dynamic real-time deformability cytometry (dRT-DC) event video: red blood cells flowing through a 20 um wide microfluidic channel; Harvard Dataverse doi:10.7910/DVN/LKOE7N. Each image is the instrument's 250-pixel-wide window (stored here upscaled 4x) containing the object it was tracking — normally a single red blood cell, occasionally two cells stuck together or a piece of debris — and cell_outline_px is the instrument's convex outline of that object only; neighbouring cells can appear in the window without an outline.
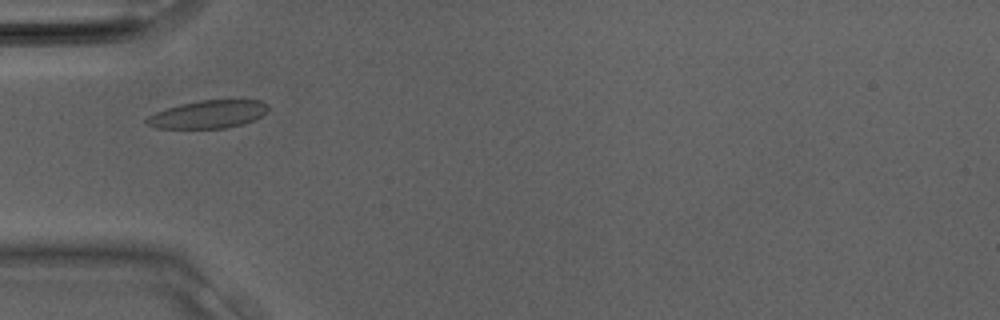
{"species": "Egyptian fruit bat (a non-hibernating species)", "species_latin": "Rousettus aegyptiacus", "temperature_condition": "room temperature", "stored_images_in_passage": 12, "camera_frame_rate_fps": 3000, "um_per_image_px": 0.085, "animal": {"sex": "male"}, "frame": {"image": 1, "passage_image": 1, "time_ms": 0.0, "image_size_px": [1000, 320], "cell_outline_px": [[268, 112], [256, 120], [244, 124], [228, 128], [156, 128], [148, 124], [144, 120], [148, 116], [156, 112], [180, 104], [200, 100], [260, 100], [268, 104]], "centroid_in_image_um": [17.75, 9.72], "position_along_channel_um": 67.2, "area_um2": 19.88}}
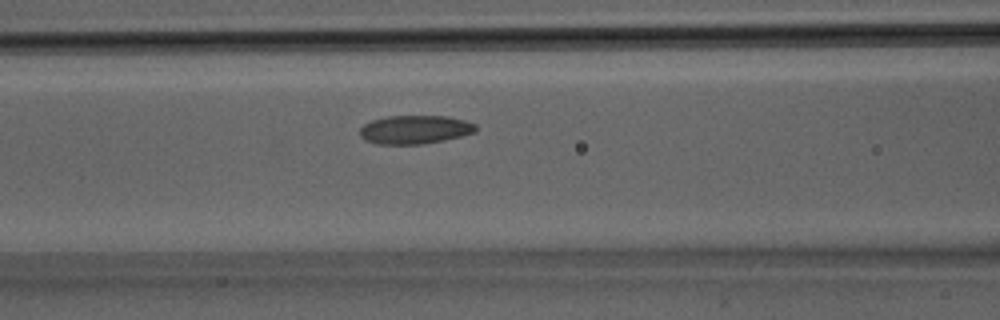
{"frame": {"image": 2, "passage_image": 4, "time_ms": 1.0, "image_size_px": [1000, 320], "cell_outline_px": [[476, 132], [444, 140], [424, 144], [376, 144], [364, 140], [360, 136], [360, 128], [364, 124], [372, 120], [388, 116], [448, 116], [464, 120], [476, 124]], "centroid_in_image_um": [35.25, 11.02], "position_along_channel_um": 131.3, "area_um2": 19.36}}
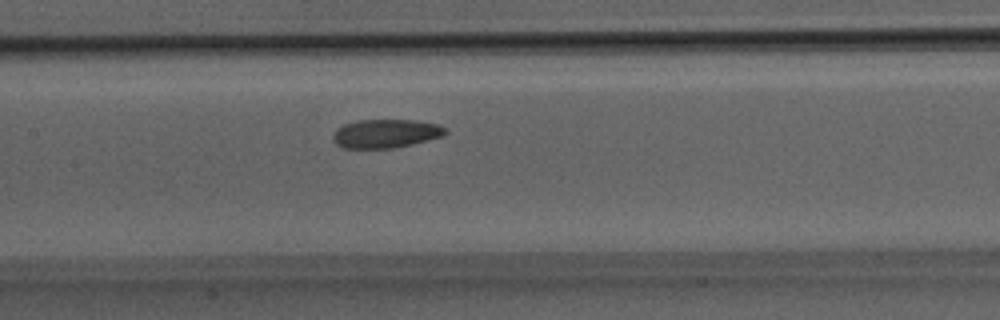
{"frame": {"image": 3, "passage_image": 6, "time_ms": 1.667, "image_size_px": [1000, 320], "cell_outline_px": [[448, 132], [440, 136], [412, 144], [392, 148], [344, 148], [336, 144], [332, 140], [332, 132], [336, 128], [344, 124], [356, 120], [416, 120], [436, 124], [444, 128]], "centroid_in_image_um": [32.7, 11.35], "position_along_channel_um": 174.7, "area_um2": 18.73}}